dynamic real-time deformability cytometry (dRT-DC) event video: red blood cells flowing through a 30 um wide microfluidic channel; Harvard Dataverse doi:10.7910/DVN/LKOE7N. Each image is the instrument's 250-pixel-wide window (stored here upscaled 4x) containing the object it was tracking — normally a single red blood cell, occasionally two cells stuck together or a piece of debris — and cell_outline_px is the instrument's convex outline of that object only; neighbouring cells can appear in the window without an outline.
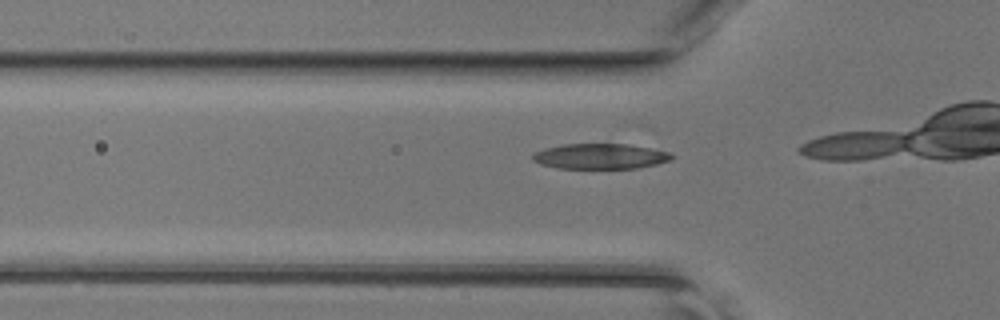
{"species": "common noctule bat (a hibernating species)", "species_latin": "Nyctalus noctula", "temperature_condition": "room temperature", "stored_images_in_passage": 14, "camera_frame_rate_fps": 3000, "um_per_image_px": 0.085, "animal": {"sex": "female", "body_mass_g": 17.0, "forearm_length_mm": 48.0}, "frame": {"image": 1, "passage_image": 11, "time_ms": 3.333, "image_size_px": [1000, 320], "cell_outline_px": [[676, 156], [672, 160], [656, 164], [636, 168], [556, 168], [540, 164], [532, 160], [532, 152], [544, 148], [560, 144], [624, 144], [672, 152]], "centroid_in_image_um": [51.0, 13.28], "position_along_channel_um": 74.8, "area_um2": 20.69}}